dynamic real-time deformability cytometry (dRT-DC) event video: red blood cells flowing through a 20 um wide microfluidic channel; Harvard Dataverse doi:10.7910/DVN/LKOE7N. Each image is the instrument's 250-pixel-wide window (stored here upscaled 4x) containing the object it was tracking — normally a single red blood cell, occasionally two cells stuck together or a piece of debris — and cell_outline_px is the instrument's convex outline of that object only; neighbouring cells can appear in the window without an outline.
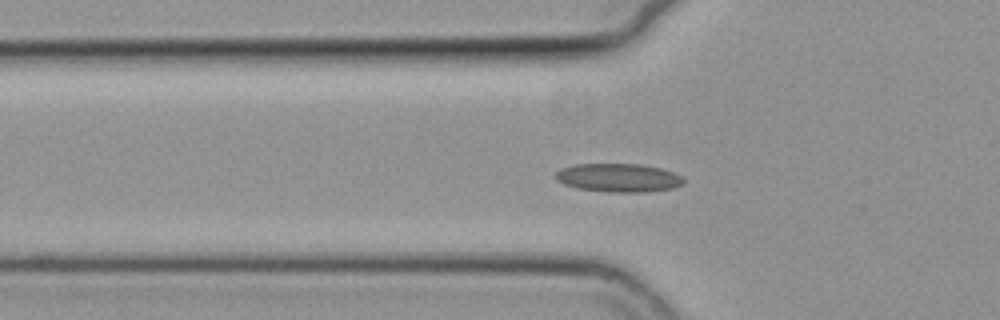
{"species": "common noctule bat (a hibernating species)", "species_latin": "Nyctalus noctula", "temperature_condition": "cold", "stored_images_in_passage": 57, "camera_frame_rate_fps": 3000, "um_per_image_px": 0.085, "animal": {"sex": "female", "body_mass_g": 19.3, "forearm_length_mm": 54.1}, "frame": {"image": 1, "passage_image": 20, "time_ms": 6.333, "image_size_px": [1000, 320], "cell_outline_px": [[684, 184], [672, 188], [648, 192], [604, 192], [576, 188], [564, 184], [556, 180], [556, 172], [560, 168], [576, 164], [640, 164], [660, 168], [672, 172], [680, 176], [684, 180]], "centroid_in_image_um": [52.55, 15.11], "position_along_channel_um": 73.3, "area_um2": 21.33}}
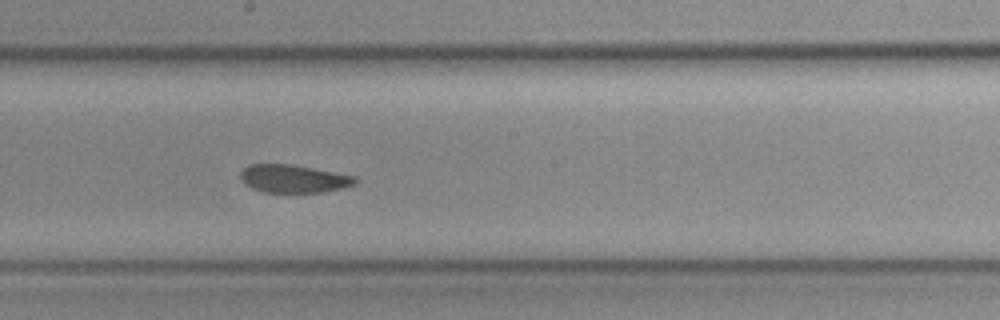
{"frame": {"image": 2, "passage_image": 32, "time_ms": 10.333, "image_size_px": [1000, 320], "cell_outline_px": [[356, 184], [344, 188], [296, 196], [264, 192], [252, 188], [244, 184], [240, 180], [240, 172], [248, 164], [292, 164], [356, 176]], "centroid_in_image_um": [24.93, 15.23], "position_along_channel_um": 223.3, "area_um2": 19.59}}
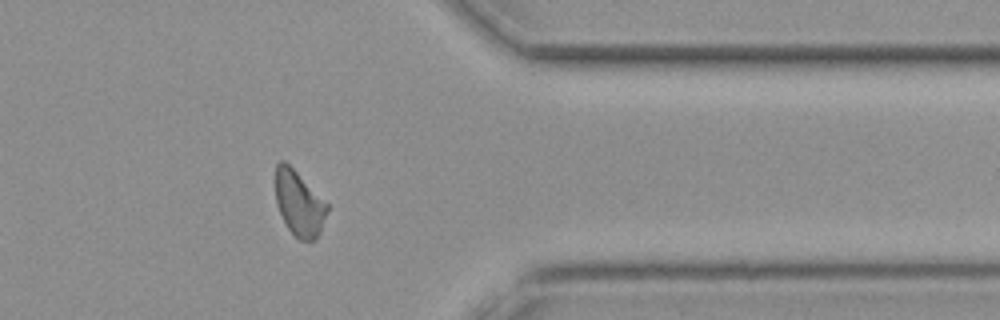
{"frame": {"image": 3, "passage_image": 46, "time_ms": 15.0, "image_size_px": [1000, 320], "cell_outline_px": [[328, 208], [320, 232], [316, 240], [300, 240], [288, 228], [276, 204], [276, 164], [280, 160], [284, 160], [328, 204]], "centroid_in_image_um": [25.42, 17.3], "position_along_channel_um": 386.0, "area_um2": 19.13}, "authors_computed_cell_mechanics": {"area_um2": 20.0566, "velocity_mm_per_s": 3.765, "shape_relaxation_time_tau1_ms": null, "shape_relaxation_time_tau2_ms": 2.535, "deformation_change_tau1": null, "deformation_change_tau2": 0.0569}}